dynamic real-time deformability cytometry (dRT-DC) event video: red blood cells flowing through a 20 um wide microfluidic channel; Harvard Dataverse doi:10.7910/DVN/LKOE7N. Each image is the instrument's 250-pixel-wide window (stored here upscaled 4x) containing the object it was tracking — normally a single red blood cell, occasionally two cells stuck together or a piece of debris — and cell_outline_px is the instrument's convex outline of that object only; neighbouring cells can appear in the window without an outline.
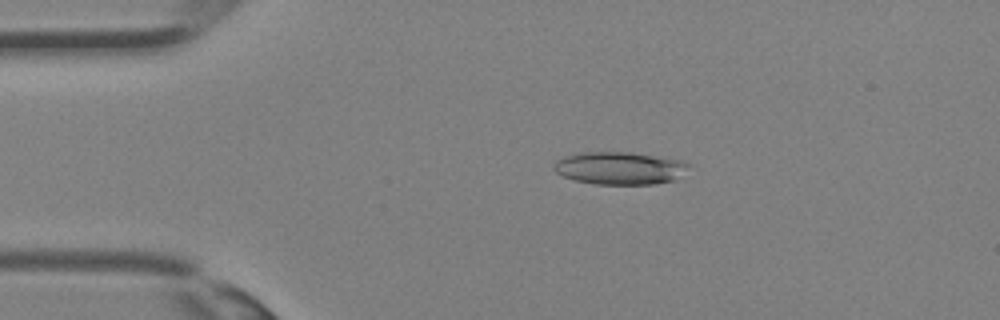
{"species": "Egyptian fruit bat (a non-hibernating species)", "species_latin": "Rousettus aegyptiacus", "temperature_condition": "room temperature", "stored_images_in_passage": 35, "camera_frame_rate_fps": 3000, "um_per_image_px": 0.085, "animal": {"sex": "female"}, "frame": {"image": 1, "passage_image": 7, "time_ms": 2.0, "image_size_px": [1000, 320], "cell_outline_px": [[688, 164], [672, 180], [652, 184], [596, 184], [576, 180], [564, 176], [556, 172], [552, 168], [552, 164], [556, 160], [564, 156], [580, 152], [628, 152], [684, 160]], "centroid_in_image_um": [52.56, 14.27], "position_along_channel_um": 32.4, "area_um2": 25.2}}
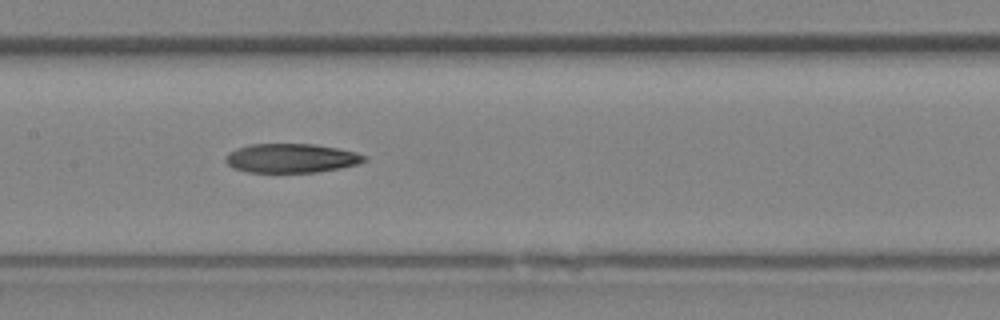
{"frame": {"image": 2, "passage_image": 17, "time_ms": 5.333, "image_size_px": [1000, 320], "cell_outline_px": [[368, 160], [356, 164], [340, 168], [316, 172], [248, 172], [232, 168], [224, 160], [228, 152], [236, 148], [248, 144], [316, 144], [356, 152], [364, 156]], "centroid_in_image_um": [24.71, 13.44], "position_along_channel_um": 182.7, "area_um2": 23.52}}
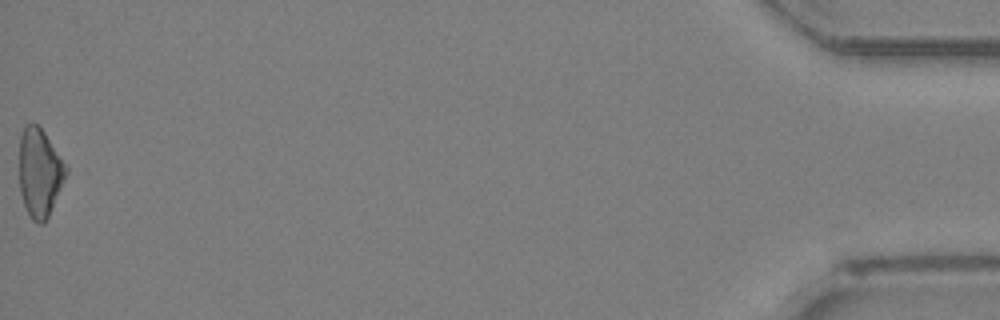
{"frame": {"image": 3, "passage_image": 35, "time_ms": 11.333, "image_size_px": [1000, 320], "cell_outline_px": [[68, 172], [48, 216], [44, 224], [36, 224], [32, 220], [24, 204], [20, 192], [20, 136], [24, 124], [36, 124], [44, 132], [68, 168]], "centroid_in_image_um": [3.37, 14.68], "position_along_channel_um": 431.8, "area_um2": 23.81}}